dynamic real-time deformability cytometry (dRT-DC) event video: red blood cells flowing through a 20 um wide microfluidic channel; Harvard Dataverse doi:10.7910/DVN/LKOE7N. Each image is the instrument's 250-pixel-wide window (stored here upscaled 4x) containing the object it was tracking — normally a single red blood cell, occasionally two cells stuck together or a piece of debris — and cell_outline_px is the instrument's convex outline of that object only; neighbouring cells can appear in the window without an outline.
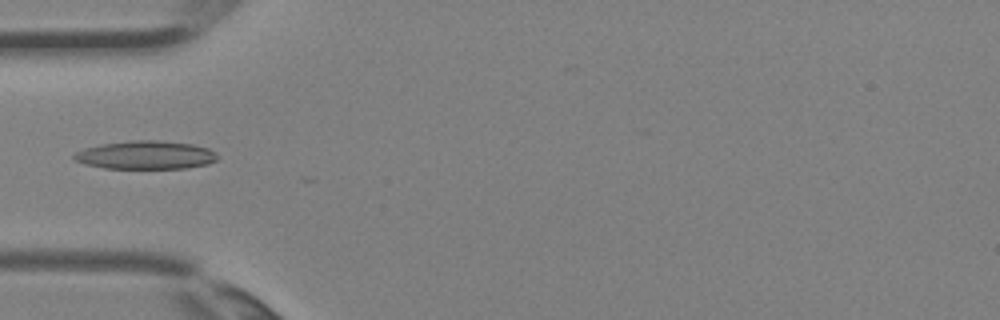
{"species": "Egyptian fruit bat (a non-hibernating species)", "species_latin": "Rousettus aegyptiacus", "temperature_condition": "room temperature", "stored_images_in_passage": 4, "camera_frame_rate_fps": 3000, "um_per_image_px": 0.085, "animal": {"sex": "female"}, "frame": {"image": 1, "passage_image": 4, "time_ms": 1.0, "image_size_px": [1000, 320], "cell_outline_px": [[220, 156], [216, 160], [208, 164], [188, 168], [104, 168], [84, 164], [76, 160], [72, 156], [76, 152], [84, 148], [100, 144], [128, 140], [160, 140], [192, 144], [208, 148], [216, 152]], "centroid_in_image_um": [12.4, 13.17], "position_along_channel_um": 72.6, "area_um2": 23.87}}